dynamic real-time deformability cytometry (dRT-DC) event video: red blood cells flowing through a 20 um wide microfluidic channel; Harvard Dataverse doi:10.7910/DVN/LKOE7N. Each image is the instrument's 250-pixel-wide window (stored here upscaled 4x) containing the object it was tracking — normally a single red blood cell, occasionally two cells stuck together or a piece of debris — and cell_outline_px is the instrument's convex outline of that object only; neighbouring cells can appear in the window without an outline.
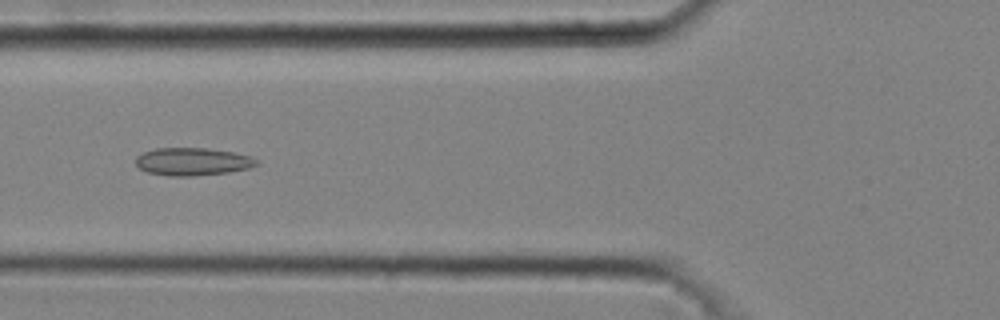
{"species": "common noctule bat (a hibernating species)", "species_latin": "Nyctalus noctula", "temperature_condition": "cold", "stored_images_in_passage": 46, "camera_frame_rate_fps": 3000, "um_per_image_px": 0.085, "animal": {"sex": "male", "body_mass_g": 20.4}, "frame": {"image": 1, "passage_image": 18, "time_ms": 5.667, "image_size_px": [1000, 320], "cell_outline_px": [[260, 164], [248, 168], [228, 172], [192, 176], [172, 176], [148, 172], [140, 168], [136, 164], [136, 156], [144, 152], [156, 148], [208, 148], [236, 152], [252, 156], [260, 160]], "centroid_in_image_um": [16.43, 13.72], "position_along_channel_um": 109.4, "area_um2": 19.65}}
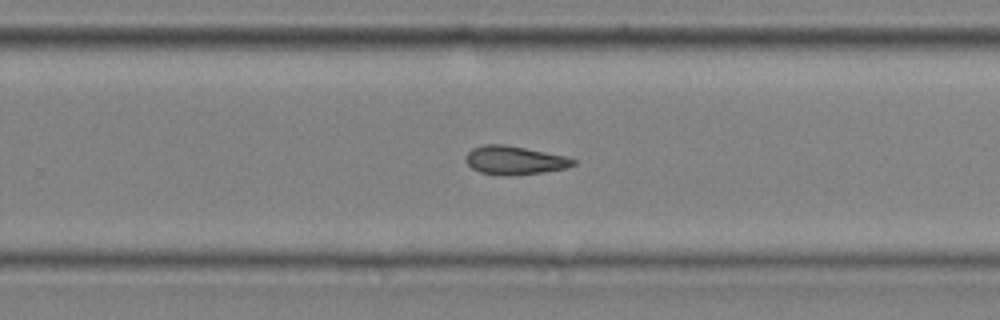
{"frame": {"image": 2, "passage_image": 31, "time_ms": 10.0, "image_size_px": [1000, 320], "cell_outline_px": [[576, 164], [568, 168], [544, 172], [512, 176], [500, 176], [480, 172], [472, 168], [468, 164], [468, 152], [472, 148], [484, 144], [504, 144], [564, 156], [576, 160]], "centroid_in_image_um": [43.76, 13.64], "position_along_channel_um": 286.0, "area_um2": 17.8}}
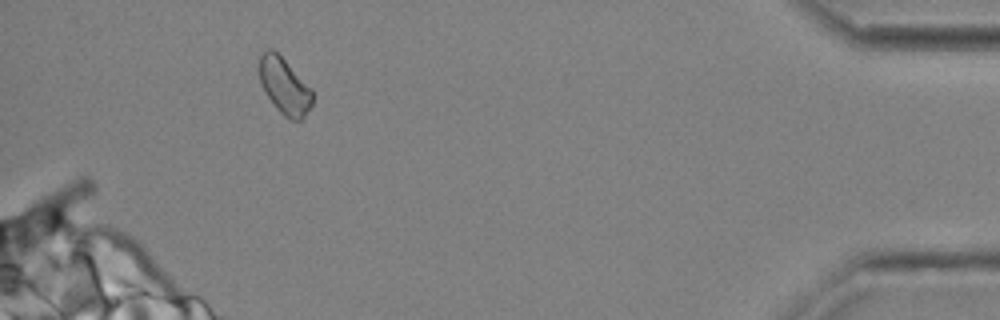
{"frame": {"image": 3, "passage_image": 44, "time_ms": 14.333, "image_size_px": [1000, 320], "cell_outline_px": [[312, 104], [304, 116], [300, 120], [288, 120], [276, 108], [260, 84], [260, 56], [268, 48], [272, 48], [312, 88]], "centroid_in_image_um": [24.18, 7.33], "position_along_channel_um": 411.0, "area_um2": 17.11}}